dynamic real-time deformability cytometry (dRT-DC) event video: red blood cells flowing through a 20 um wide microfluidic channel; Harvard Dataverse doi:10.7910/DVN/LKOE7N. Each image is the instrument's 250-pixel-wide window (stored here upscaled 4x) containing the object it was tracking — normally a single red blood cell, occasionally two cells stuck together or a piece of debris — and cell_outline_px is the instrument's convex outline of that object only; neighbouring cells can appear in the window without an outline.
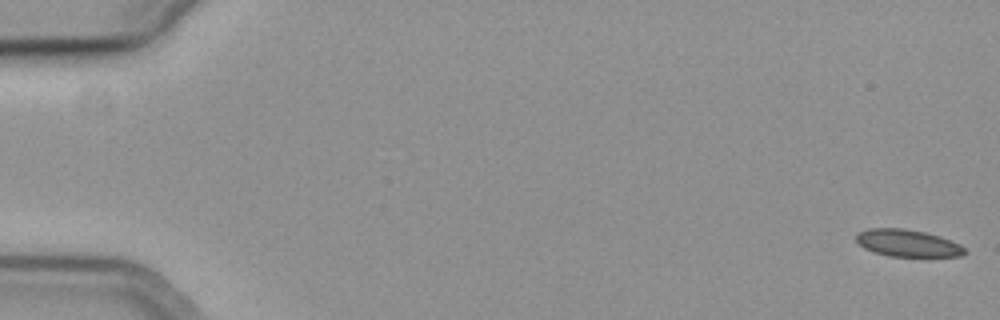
{"species": "common noctule bat (a hibernating species)", "species_latin": "Nyctalus noctula", "temperature_condition": "cold", "stored_images_in_passage": 57, "camera_frame_rate_fps": 3000, "um_per_image_px": 0.085, "animal": {"sex": "female", "body_mass_g": 19.3, "forearm_length_mm": 54.1}, "frame": {"image": 1, "passage_image": 1, "time_ms": 0.0, "image_size_px": [1000, 320], "cell_outline_px": [[968, 252], [960, 256], [892, 256], [876, 252], [864, 248], [856, 240], [856, 232], [868, 228], [904, 228], [924, 232], [940, 236], [960, 244]], "centroid_in_image_um": [77.14, 20.65], "position_along_channel_um": 7.9, "area_um2": 17.05}}
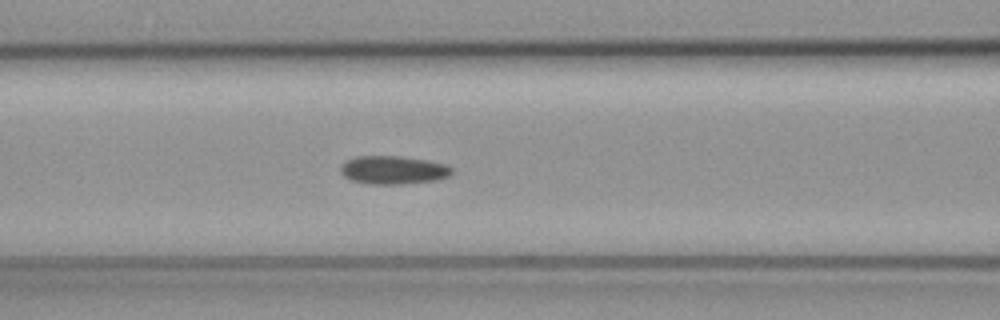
{"frame": {"image": 2, "passage_image": 25, "time_ms": 8.0, "image_size_px": [1000, 320], "cell_outline_px": [[452, 172], [448, 176], [436, 180], [400, 184], [368, 184], [352, 180], [344, 176], [340, 172], [340, 164], [344, 160], [356, 156], [400, 156], [428, 160], [448, 164], [452, 168]], "centroid_in_image_um": [33.4, 14.44], "position_along_channel_um": 133.2, "area_um2": 18.55}}
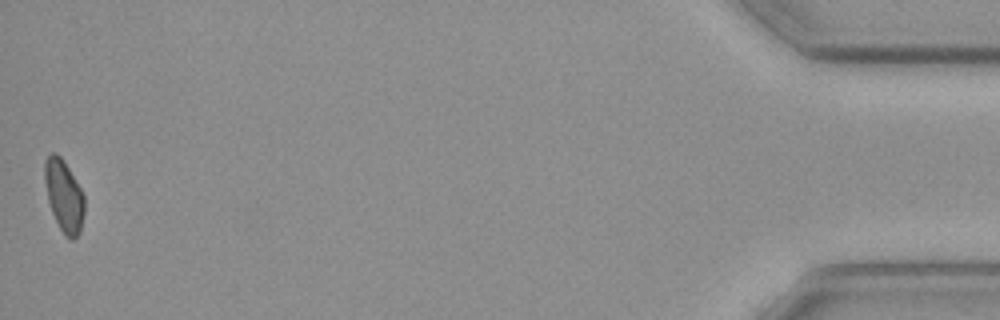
{"frame": {"image": 3, "passage_image": 57, "time_ms": 18.667, "image_size_px": [1000, 320], "cell_outline_px": [[84, 212], [80, 232], [72, 240], [68, 240], [64, 236], [52, 212], [48, 200], [44, 180], [44, 160], [52, 152], [56, 152], [64, 160], [80, 188], [84, 196]], "centroid_in_image_um": [5.42, 16.64], "position_along_channel_um": 429.8, "area_um2": 16.65}, "authors_computed_cell_mechanics": {"area_um2": 18.1492, "velocity_mm_per_s": 3.698, "shape_relaxation_time_tau1_ms": null, "shape_relaxation_time_tau2_ms": 5.7633, "deformation_change_tau1": null, "deformation_change_tau2": 0.0925}}